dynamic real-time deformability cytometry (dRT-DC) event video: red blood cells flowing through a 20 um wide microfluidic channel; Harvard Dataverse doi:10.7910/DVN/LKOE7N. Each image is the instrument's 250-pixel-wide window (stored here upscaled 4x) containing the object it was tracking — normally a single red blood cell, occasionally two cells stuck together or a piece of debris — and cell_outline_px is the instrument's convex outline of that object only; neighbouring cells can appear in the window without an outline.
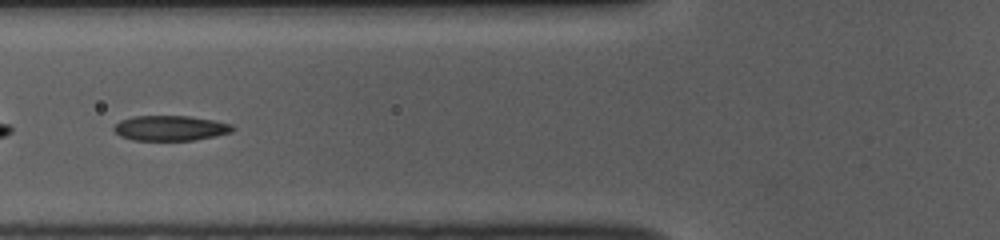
{"species": "common noctule bat (a hibernating species)", "species_latin": "Nyctalus noctula", "temperature_condition": "room temperature", "stored_images_in_passage": 51, "camera_frame_rate_fps": 3000, "um_per_image_px": 0.085, "animal": {"sex": "female", "body_mass_g": 10.0, "forearm_length_mm": 53.1}, "frame": {"image": 1, "passage_image": 20, "time_ms": 6.333, "image_size_px": [1000, 240], "cell_outline_px": [[236, 128], [232, 132], [216, 136], [196, 140], [132, 140], [120, 136], [112, 128], [120, 120], [132, 116], [188, 116], [212, 120], [232, 124]], "centroid_in_image_um": [14.49, 10.89], "position_along_channel_um": 111.3, "area_um2": 17.46}}
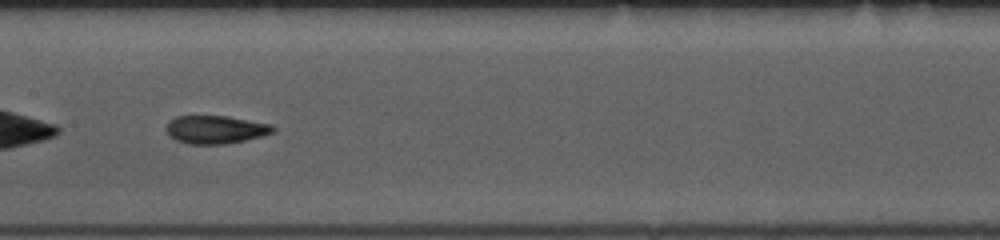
{"frame": {"image": 2, "passage_image": 26, "time_ms": 8.333, "image_size_px": [1000, 240], "cell_outline_px": [[276, 128], [272, 132], [260, 136], [244, 140], [224, 144], [188, 144], [176, 140], [168, 136], [164, 128], [168, 120], [176, 116], [228, 116], [272, 124]], "centroid_in_image_um": [18.26, 11.0], "position_along_channel_um": 189.1, "area_um2": 17.63}}
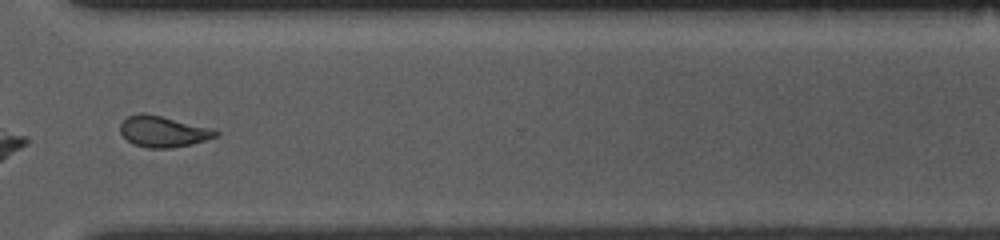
{"frame": {"image": 3, "passage_image": 39, "time_ms": 12.667, "image_size_px": [1000, 240], "cell_outline_px": [[220, 132], [216, 136], [192, 144], [172, 148], [148, 148], [132, 144], [120, 132], [120, 124], [128, 116], [140, 112], [144, 112], [212, 128]], "centroid_in_image_um": [13.84, 11.18], "position_along_channel_um": 356.8, "area_um2": 17.22}, "authors_computed_cell_mechanics": {"area_um2": 17.8024, "velocity_mm_per_s": 3.876, "shape_relaxation_time_tau1_ms": 5.7571, "shape_relaxation_time_tau2_ms": 2.09, "deformation_change_tau1": 0.1795, "deformation_change_tau2": 0.1006}}